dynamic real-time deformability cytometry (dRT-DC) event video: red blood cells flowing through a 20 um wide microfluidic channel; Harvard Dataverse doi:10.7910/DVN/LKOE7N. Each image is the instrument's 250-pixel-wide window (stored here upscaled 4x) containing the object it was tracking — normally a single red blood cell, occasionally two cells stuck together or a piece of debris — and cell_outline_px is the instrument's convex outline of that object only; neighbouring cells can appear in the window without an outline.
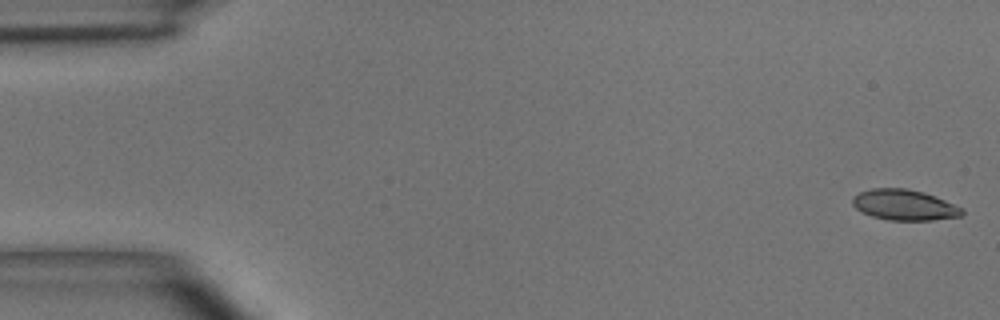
{"species": "common noctule bat (a hibernating species)", "species_latin": "Nyctalus noctula", "temperature_condition": "room temperature", "stored_images_in_passage": 6, "camera_frame_rate_fps": 3000, "um_per_image_px": 0.085, "animal": {"sex": "male", "body_mass_g": 15.6}, "frame": {"image": 1, "passage_image": 1, "time_ms": 0.0, "image_size_px": [1000, 320], "cell_outline_px": [[964, 216], [932, 220], [888, 220], [872, 216], [860, 212], [852, 204], [852, 196], [860, 192], [872, 188], [904, 188], [924, 192], [936, 196], [964, 208]], "centroid_in_image_um": [76.89, 17.42], "position_along_channel_um": 8.1, "area_um2": 19.83}}
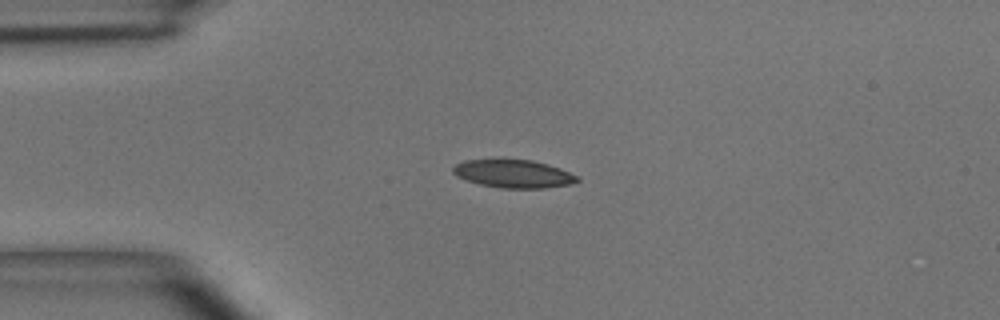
{"frame": {"image": 2, "passage_image": 4, "time_ms": 3.667, "image_size_px": [1000, 320], "cell_outline_px": [[580, 180], [568, 184], [544, 188], [500, 188], [480, 184], [456, 176], [452, 172], [452, 168], [456, 164], [464, 160], [532, 160], [548, 164], [560, 168], [576, 176]], "centroid_in_image_um": [43.62, 14.77], "position_along_channel_um": 41.4, "area_um2": 20.0}}
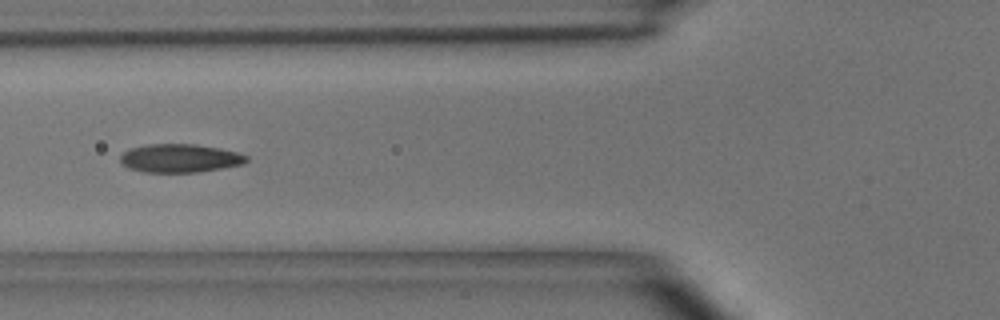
{"frame": {"image": 3, "passage_image": 6, "time_ms": 6.0, "image_size_px": [1000, 320], "cell_outline_px": [[248, 160], [244, 164], [196, 172], [144, 172], [128, 168], [120, 160], [120, 156], [124, 152], [132, 148], [148, 144], [196, 144], [220, 148], [236, 152], [248, 156]], "centroid_in_image_um": [15.3, 13.44], "position_along_channel_um": 110.5, "area_um2": 20.75}}